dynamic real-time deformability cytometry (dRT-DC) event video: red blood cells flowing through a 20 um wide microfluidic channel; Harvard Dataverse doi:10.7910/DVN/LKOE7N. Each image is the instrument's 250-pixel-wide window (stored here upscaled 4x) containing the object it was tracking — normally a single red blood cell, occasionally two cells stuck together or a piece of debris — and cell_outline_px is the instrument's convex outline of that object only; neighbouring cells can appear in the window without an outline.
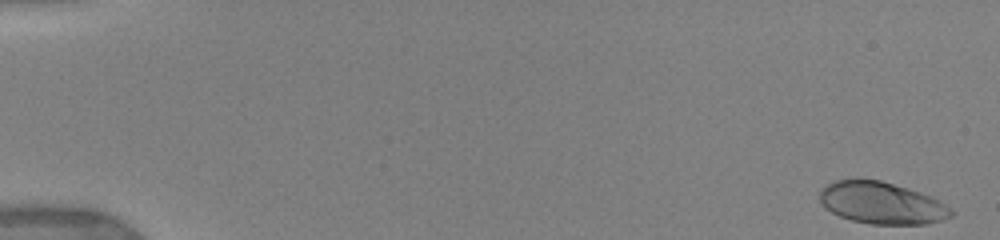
{"species": "human", "species_latin": "Homo sapiens", "temperature_condition": "warm", "stored_images_in_passage": 22, "camera_frame_rate_fps": 3000, "um_per_image_px": 0.085, "donor": {"sex": "female"}, "frame": {"image": 1, "passage_image": 1, "time_ms": 0.0, "image_size_px": [1000, 240], "cell_outline_px": [[956, 212], [952, 216], [928, 224], [872, 224], [852, 220], [840, 216], [824, 208], [820, 200], [820, 192], [828, 184], [836, 180], [880, 180], [908, 188], [920, 192], [940, 200], [952, 208]], "centroid_in_image_um": [74.99, 17.27], "position_along_channel_um": 10.0, "area_um2": 31.96}}
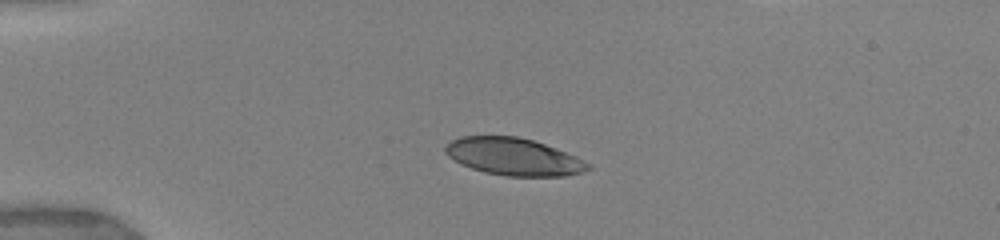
{"frame": {"image": 2, "passage_image": 16, "time_ms": 4.0, "image_size_px": [1000, 240], "cell_outline_px": [[592, 168], [580, 172], [564, 176], [508, 176], [484, 172], [460, 164], [448, 156], [444, 152], [444, 148], [452, 140], [460, 136], [516, 136], [532, 140], [556, 148], [576, 156], [592, 164]], "centroid_in_image_um": [43.66, 13.32], "position_along_channel_um": 41.3, "area_um2": 30.98}}